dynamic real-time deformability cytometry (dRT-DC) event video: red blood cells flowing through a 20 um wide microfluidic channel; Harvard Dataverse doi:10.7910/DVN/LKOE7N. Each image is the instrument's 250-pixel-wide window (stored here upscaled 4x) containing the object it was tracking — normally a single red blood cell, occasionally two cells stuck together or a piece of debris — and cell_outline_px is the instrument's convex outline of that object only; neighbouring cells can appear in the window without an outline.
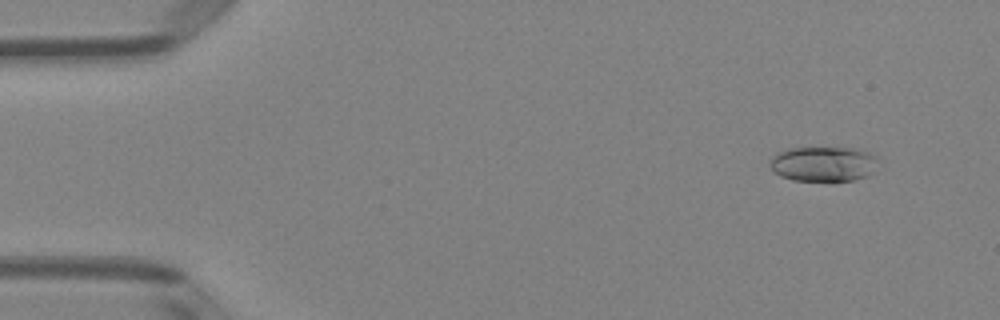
{"species": "Egyptian fruit bat (a non-hibernating species)", "species_latin": "Rousettus aegyptiacus", "temperature_condition": "room temperature", "stored_images_in_passage": 51, "camera_frame_rate_fps": 3000, "um_per_image_px": 0.085, "animal": {"sex": "female"}, "frame": {"image": 1, "passage_image": 5, "time_ms": 1.333, "image_size_px": [1000, 320], "cell_outline_px": [[876, 156], [872, 172], [868, 176], [852, 180], [792, 180], [780, 176], [768, 164], [772, 156], [776, 152], [792, 148], [852, 148], [868, 152]], "centroid_in_image_um": [69.93, 13.93], "position_along_channel_um": 15.1, "area_um2": 21.73}}
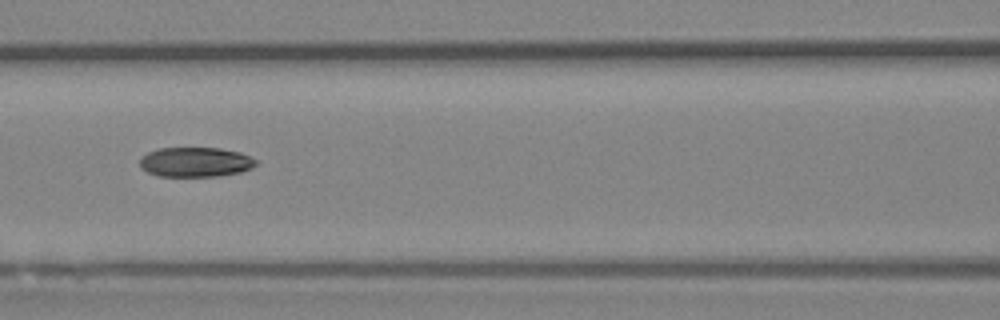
{"frame": {"image": 2, "passage_image": 23, "time_ms": 7.333, "image_size_px": [1000, 320], "cell_outline_px": [[256, 164], [252, 168], [240, 172], [220, 176], [156, 176], [140, 168], [140, 156], [148, 152], [160, 148], [220, 148], [240, 152], [256, 160]], "centroid_in_image_um": [16.58, 13.78], "position_along_channel_um": 150.0, "area_um2": 20.17}}
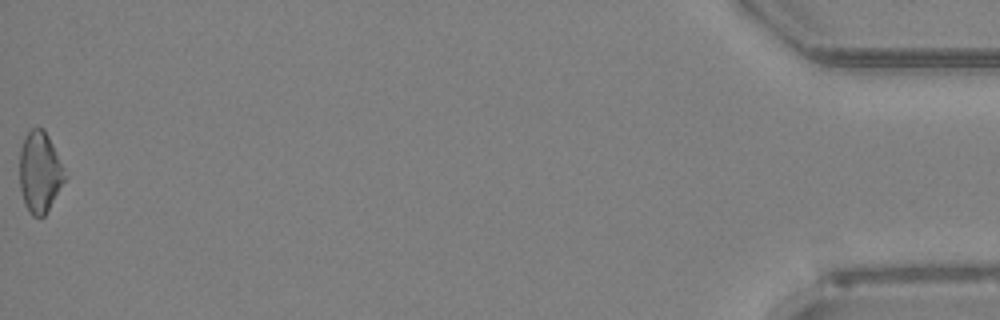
{"frame": {"image": 3, "passage_image": 51, "time_ms": 16.667, "image_size_px": [1000, 320], "cell_outline_px": [[68, 176], [44, 216], [32, 216], [24, 204], [20, 188], [20, 148], [24, 136], [32, 128], [44, 128]], "centroid_in_image_um": [3.38, 14.63], "position_along_channel_um": 431.8, "area_um2": 21.33}, "authors_computed_cell_mechanics": {"area_um2": 21.2126, "velocity_mm_per_s": 4.0644, "shape_relaxation_time_tau1_ms": 9.8278, "shape_relaxation_time_tau2_ms": null, "deformation_change_tau1": 0.2267, "deformation_change_tau2": null}}